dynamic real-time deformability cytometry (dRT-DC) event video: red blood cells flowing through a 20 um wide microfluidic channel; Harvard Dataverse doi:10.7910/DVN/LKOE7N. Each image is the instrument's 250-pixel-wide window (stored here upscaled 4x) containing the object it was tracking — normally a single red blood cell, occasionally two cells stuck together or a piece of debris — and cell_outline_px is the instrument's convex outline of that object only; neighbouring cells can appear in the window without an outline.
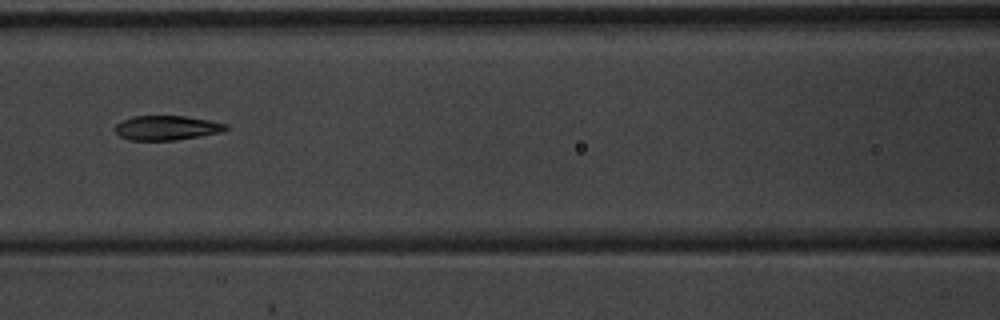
{"species": "common noctule bat (a hibernating species)", "species_latin": "Nyctalus noctula", "temperature_condition": "warm", "stored_images_in_passage": 6, "camera_frame_rate_fps": 3000, "um_per_image_px": 0.085, "animal": {"sex": "male", "body_mass_g": 20.1, "forearm_length_mm": 53.5}, "frame": {"image": 1, "passage_image": 6, "time_ms": 1.667, "image_size_px": [1000, 320], "cell_outline_px": [[228, 128], [224, 132], [176, 140], [132, 140], [120, 136], [116, 132], [116, 124], [132, 116], [184, 116], [208, 120], [228, 124]], "centroid_in_image_um": [14.21, 10.87], "position_along_channel_um": 152.4, "area_um2": 15.72}}